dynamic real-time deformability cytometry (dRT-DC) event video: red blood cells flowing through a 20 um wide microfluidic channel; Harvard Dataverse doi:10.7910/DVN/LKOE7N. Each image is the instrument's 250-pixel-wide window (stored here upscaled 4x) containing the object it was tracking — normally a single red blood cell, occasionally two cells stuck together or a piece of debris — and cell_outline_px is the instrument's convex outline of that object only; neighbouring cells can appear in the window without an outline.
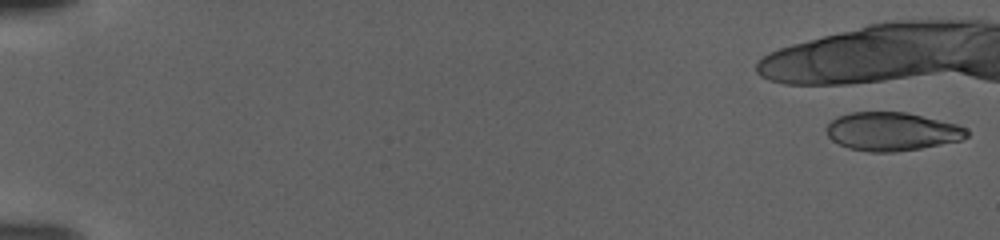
{"species": "human", "species_latin": "Homo sapiens", "temperature_condition": "warm", "stored_images_in_passage": 17, "camera_frame_rate_fps": 3000, "um_per_image_px": 0.085, "donor": {"sex": "female"}, "frame": {"image": 1, "passage_image": 2, "time_ms": 0.333, "image_size_px": [1000, 240], "cell_outline_px": [[968, 136], [960, 140], [920, 148], [896, 152], [868, 152], [848, 148], [832, 140], [828, 136], [828, 124], [836, 116], [852, 112], [908, 112], [956, 124], [968, 128]], "centroid_in_image_um": [75.82, 11.17], "position_along_channel_um": 9.2, "area_um2": 31.39}}